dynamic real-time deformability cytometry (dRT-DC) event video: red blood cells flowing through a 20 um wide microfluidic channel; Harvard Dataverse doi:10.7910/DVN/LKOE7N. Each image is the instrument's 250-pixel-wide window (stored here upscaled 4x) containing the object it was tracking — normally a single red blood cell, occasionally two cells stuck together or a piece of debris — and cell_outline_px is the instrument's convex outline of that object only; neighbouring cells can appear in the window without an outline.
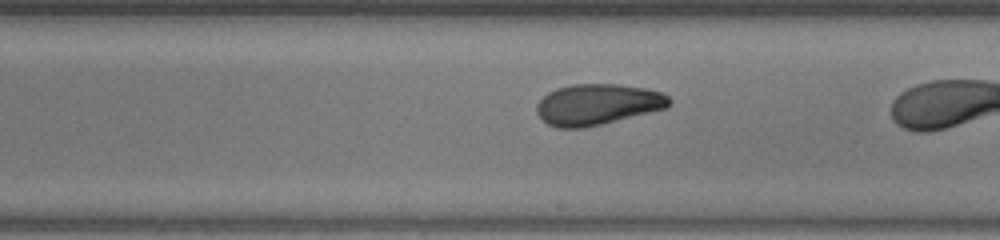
{"species": "human", "species_latin": "Homo sapiens", "temperature_condition": "warm", "stored_images_in_passage": 27, "camera_frame_rate_fps": 3000, "um_per_image_px": 0.085, "donor": {"sex": "female"}, "frame": {"image": 1, "passage_image": 19, "time_ms": 6.0, "image_size_px": [1000, 240], "cell_outline_px": [[672, 100], [668, 108], [584, 128], [560, 128], [548, 124], [536, 112], [536, 104], [548, 92], [556, 88], [572, 84], [620, 84], [648, 88], [664, 92]], "centroid_in_image_um": [50.83, 8.86], "position_along_channel_um": 238.2, "area_um2": 31.85}}
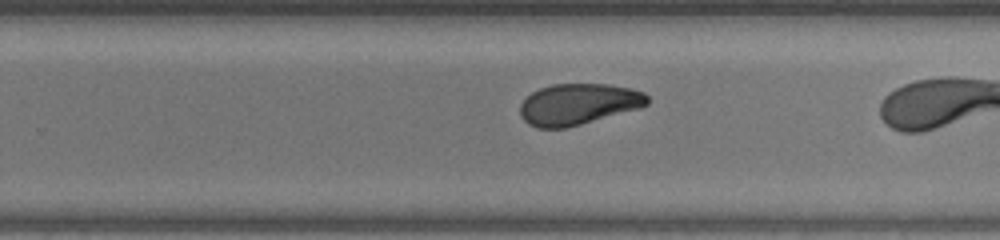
{"frame": {"image": 2, "passage_image": 22, "time_ms": 7.0, "image_size_px": [1000, 240], "cell_outline_px": [[648, 104], [640, 108], [580, 124], [564, 128], [536, 128], [528, 124], [520, 116], [520, 104], [532, 92], [540, 88], [552, 84], [608, 84], [632, 88], [644, 92], [648, 96]], "centroid_in_image_um": [49.15, 8.85], "position_along_channel_um": 280.6, "area_um2": 30.52}}
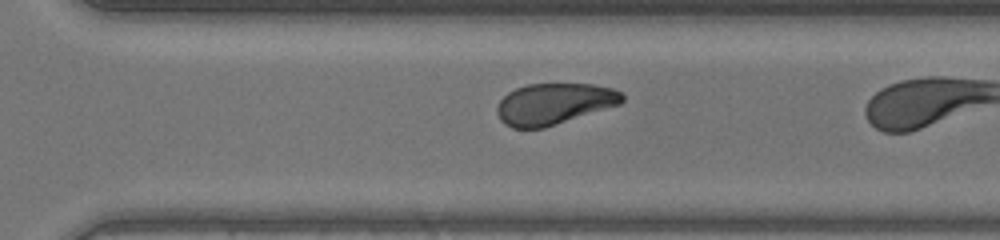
{"frame": {"image": 3, "passage_image": 25, "time_ms": 8.0, "image_size_px": [1000, 240], "cell_outline_px": [[624, 100], [620, 104], [544, 128], [512, 128], [504, 124], [500, 120], [496, 112], [496, 108], [500, 100], [508, 92], [516, 88], [528, 84], [592, 84], [612, 88], [620, 92], [624, 96]], "centroid_in_image_um": [47.06, 8.83], "position_along_channel_um": 323.5, "area_um2": 30.0}}